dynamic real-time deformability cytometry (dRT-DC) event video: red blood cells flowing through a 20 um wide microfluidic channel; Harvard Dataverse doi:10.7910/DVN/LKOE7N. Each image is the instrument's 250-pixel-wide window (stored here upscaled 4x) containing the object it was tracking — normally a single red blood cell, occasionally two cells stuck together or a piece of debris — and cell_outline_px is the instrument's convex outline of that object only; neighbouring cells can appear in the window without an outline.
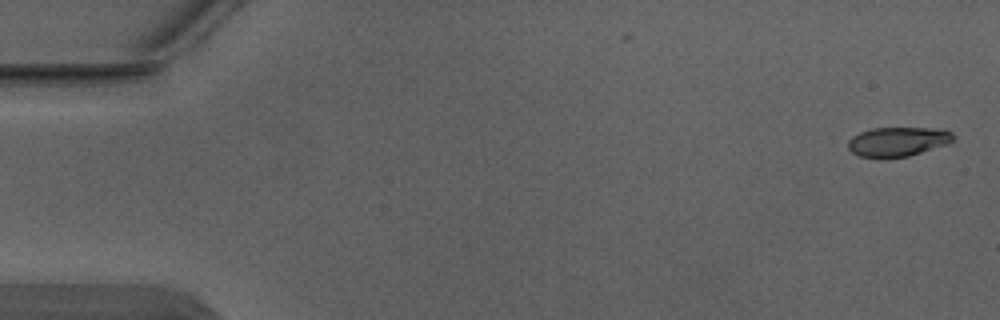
{"species": "Egyptian fruit bat (a non-hibernating species)", "species_latin": "Rousettus aegyptiacus", "temperature_condition": "warm", "stored_images_in_passage": 4, "camera_frame_rate_fps": 3000, "um_per_image_px": 0.085, "animal": {"sex": "male"}, "frame": {"image": 1, "passage_image": 1, "time_ms": 0.0, "image_size_px": [1000, 320], "cell_outline_px": [[956, 140], [948, 144], [908, 156], [860, 156], [852, 152], [848, 148], [848, 140], [852, 136], [860, 132], [872, 128], [944, 128], [952, 132]], "centroid_in_image_um": [76.37, 12.0], "position_along_channel_um": 8.6, "area_um2": 17.86}}
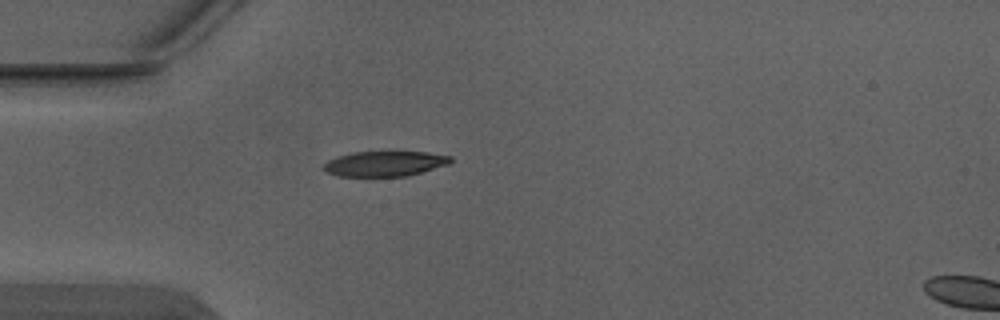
{"frame": {"image": 2, "passage_image": 4, "time_ms": 1.0, "image_size_px": [1000, 320], "cell_outline_px": [[452, 160], [448, 164], [408, 176], [340, 176], [328, 172], [324, 168], [324, 164], [328, 160], [336, 156], [356, 152], [428, 152], [452, 156]], "centroid_in_image_um": [32.73, 13.91], "position_along_channel_um": 52.3, "area_um2": 18.44}}